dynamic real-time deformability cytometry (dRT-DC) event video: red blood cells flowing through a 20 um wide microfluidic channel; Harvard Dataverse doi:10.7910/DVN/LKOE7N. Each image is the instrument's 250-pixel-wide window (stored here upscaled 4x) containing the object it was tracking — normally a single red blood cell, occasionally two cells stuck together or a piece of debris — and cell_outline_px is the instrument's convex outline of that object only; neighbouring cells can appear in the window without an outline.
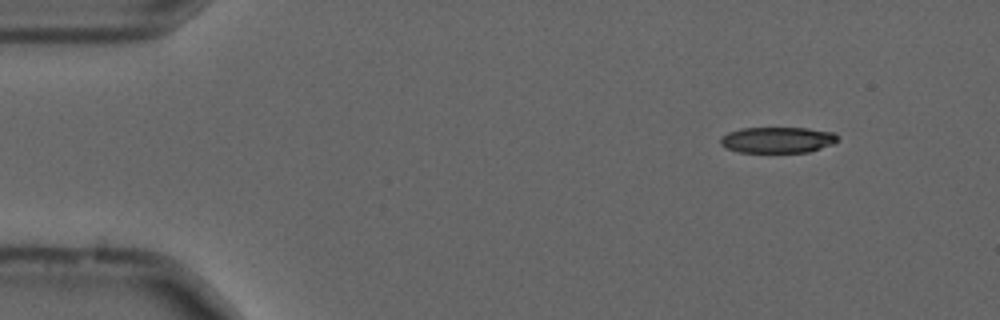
{"species": "common noctule bat (a hibernating species)", "species_latin": "Nyctalus noctula", "temperature_condition": "cold", "stored_images_in_passage": 13, "camera_frame_rate_fps": 3000, "um_per_image_px": 0.085, "animal": {"sex": "male", "forearm_length_mm": 52.5}, "frame": {"image": 1, "passage_image": 6, "time_ms": 1.667, "image_size_px": [1000, 320], "cell_outline_px": [[840, 140], [832, 144], [808, 152], [736, 152], [720, 144], [720, 136], [728, 132], [740, 128], [808, 128], [836, 132], [840, 136]], "centroid_in_image_um": [66.12, 11.88], "position_along_channel_um": 18.9, "area_um2": 17.98}}